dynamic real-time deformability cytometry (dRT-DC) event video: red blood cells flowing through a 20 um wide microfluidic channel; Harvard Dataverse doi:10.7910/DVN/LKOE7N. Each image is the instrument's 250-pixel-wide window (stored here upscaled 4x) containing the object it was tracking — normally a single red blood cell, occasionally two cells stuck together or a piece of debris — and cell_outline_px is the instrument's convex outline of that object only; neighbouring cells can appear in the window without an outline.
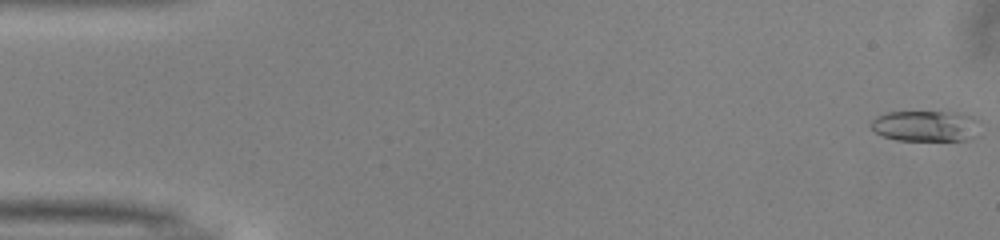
{"species": "common noctule bat (a hibernating species)", "species_latin": "Nyctalus noctula", "temperature_condition": "warm", "stored_images_in_passage": 51, "camera_frame_rate_fps": 3000, "um_per_image_px": 0.085, "animal": {"sex": "male", "body_mass_g": 13.0, "forearm_length_mm": 53.1}, "frame": {"image": 1, "passage_image": 1, "time_ms": 0.0, "image_size_px": [1000, 240], "cell_outline_px": [[972, 136], [968, 140], [896, 140], [880, 136], [872, 128], [872, 120], [876, 116], [888, 112], [956, 112], [972, 116]], "centroid_in_image_um": [78.52, 10.7], "position_along_channel_um": 6.5, "area_um2": 18.9}}
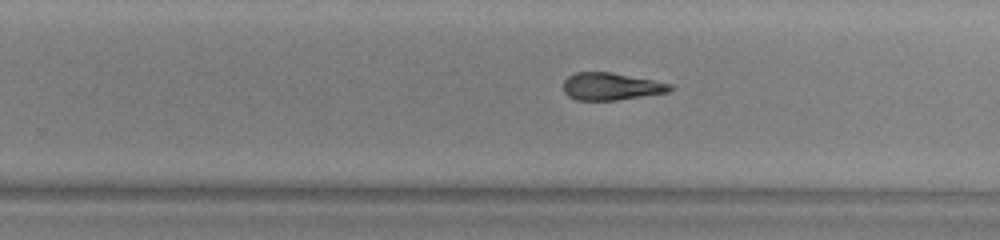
{"frame": {"image": 2, "passage_image": 32, "time_ms": 10.333, "image_size_px": [1000, 240], "cell_outline_px": [[676, 88], [668, 92], [616, 100], [576, 100], [568, 96], [564, 92], [564, 80], [568, 76], [576, 72], [612, 72], [672, 84]], "centroid_in_image_um": [51.94, 7.34], "position_along_channel_um": 277.9, "area_um2": 16.99}}
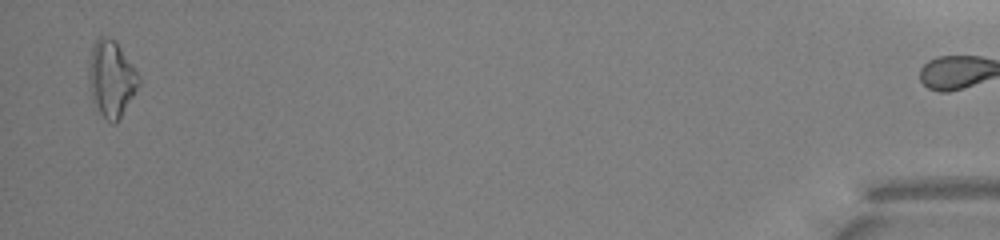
{"frame": {"image": 3, "passage_image": 50, "time_ms": 16.333, "image_size_px": [1000, 240], "cell_outline_px": [[140, 84], [116, 124], [112, 124], [100, 112], [92, 100], [88, 80], [88, 68], [92, 48], [96, 40], [100, 36], [108, 36], [116, 40], [140, 76]], "centroid_in_image_um": [9.46, 6.66], "position_along_channel_um": 425.7, "area_um2": 22.2}, "authors_computed_cell_mechanics": {"area_um2": 18.0336, "velocity_mm_per_s": 4.0348, "shape_relaxation_time_tau1_ms": 4.9711, "shape_relaxation_time_tau2_ms": 8.2307, "deformation_change_tau1": 0.1674, "deformation_change_tau2": 0.2144}}